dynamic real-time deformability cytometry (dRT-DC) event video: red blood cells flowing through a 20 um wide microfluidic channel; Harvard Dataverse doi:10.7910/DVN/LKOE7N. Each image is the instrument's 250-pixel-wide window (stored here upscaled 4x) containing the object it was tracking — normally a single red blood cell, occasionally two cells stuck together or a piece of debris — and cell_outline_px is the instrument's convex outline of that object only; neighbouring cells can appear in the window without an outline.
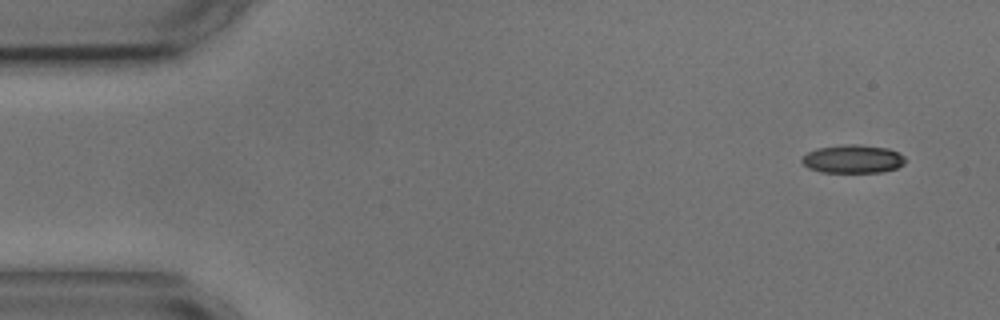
{"species": "common noctule bat (a hibernating species)", "species_latin": "Nyctalus noctula", "temperature_condition": "cold", "stored_images_in_passage": 3, "camera_frame_rate_fps": 3000, "um_per_image_px": 0.085, "animal": {"sex": "male", "body_mass_g": 17.9, "forearm_length_mm": 54.2}, "frame": {"image": 1, "passage_image": 1, "time_ms": 0.0, "image_size_px": [1000, 320], "cell_outline_px": [[904, 164], [896, 168], [880, 172], [820, 172], [808, 168], [800, 160], [808, 152], [816, 148], [844, 144], [856, 144], [888, 148], [904, 156]], "centroid_in_image_um": [72.46, 13.51], "position_along_channel_um": 12.5, "area_um2": 16.99}}
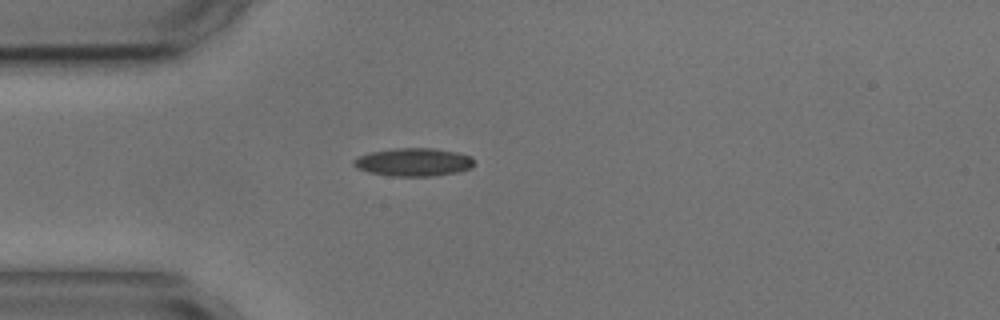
{"frame": {"image": 2, "passage_image": 3, "time_ms": 3.667, "image_size_px": [1000, 320], "cell_outline_px": [[472, 168], [456, 172], [432, 176], [392, 176], [368, 172], [356, 168], [352, 164], [352, 160], [356, 156], [372, 152], [396, 148], [432, 148], [456, 152], [472, 156]], "centroid_in_image_um": [35.1, 13.78], "position_along_channel_um": 49.9, "area_um2": 19.71}}